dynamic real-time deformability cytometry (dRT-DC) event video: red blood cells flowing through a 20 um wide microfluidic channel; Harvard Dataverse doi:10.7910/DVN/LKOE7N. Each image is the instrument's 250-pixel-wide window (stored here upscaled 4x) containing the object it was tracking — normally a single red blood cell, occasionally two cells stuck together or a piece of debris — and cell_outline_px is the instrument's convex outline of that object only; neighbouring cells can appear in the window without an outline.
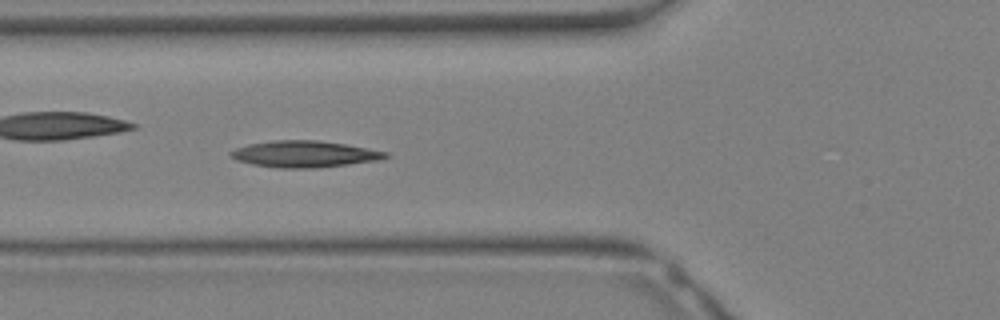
{"species": "Egyptian fruit bat (a non-hibernating species)", "species_latin": "Rousettus aegyptiacus", "temperature_condition": "warm", "stored_images_in_passage": 11, "camera_frame_rate_fps": 3000, "um_per_image_px": 0.085, "animal": {"sex": "female"}, "frame": {"image": 1, "passage_image": 11, "time_ms": 3.333, "image_size_px": [1000, 320], "cell_outline_px": [[392, 156], [380, 160], [316, 168], [280, 168], [252, 164], [236, 160], [228, 156], [228, 152], [236, 148], [248, 144], [272, 140], [320, 140], [344, 144], [388, 152]], "centroid_in_image_um": [25.86, 13.09], "position_along_channel_um": 99.9, "area_um2": 24.04}}